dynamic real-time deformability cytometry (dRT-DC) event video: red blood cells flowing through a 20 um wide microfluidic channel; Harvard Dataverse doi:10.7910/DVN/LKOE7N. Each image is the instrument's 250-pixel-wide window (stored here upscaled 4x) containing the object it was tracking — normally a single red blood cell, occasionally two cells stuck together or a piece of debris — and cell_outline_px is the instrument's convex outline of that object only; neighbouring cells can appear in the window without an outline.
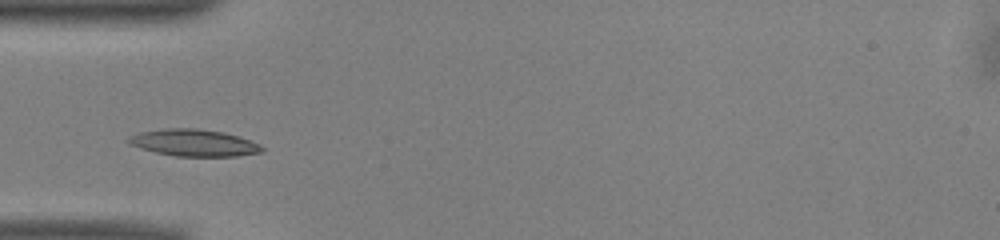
{"species": "common noctule bat (a hibernating species)", "species_latin": "Nyctalus noctula", "temperature_condition": "warm", "stored_images_in_passage": 26, "camera_frame_rate_fps": 3000, "um_per_image_px": 0.085, "animal": {"sex": "male", "body_mass_g": 13.0, "forearm_length_mm": 53.1}, "frame": {"image": 1, "passage_image": 4, "time_ms": 1.0, "image_size_px": [1000, 240], "cell_outline_px": [[248, 152], [212, 156], [204, 156], [168, 152], [168, 132], [208, 132], [228, 136], [240, 140]], "centroid_in_image_um": [17.32, 12.24], "position_along_channel_um": 67.7, "area_um2": 11.21}}
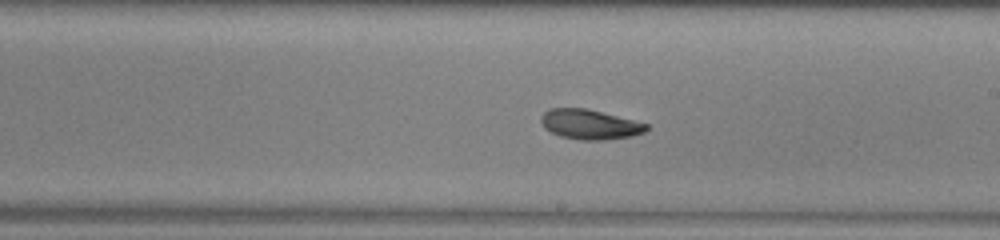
{"frame": {"image": 2, "passage_image": 17, "time_ms": 5.333, "image_size_px": [1000, 240], "cell_outline_px": [[644, 128], [636, 132], [620, 136], [572, 136], [560, 132], [552, 128], [576, 112], [592, 112], [644, 124]], "centroid_in_image_um": [50.73, 10.67], "position_along_channel_um": 238.3, "area_um2": 11.21}}
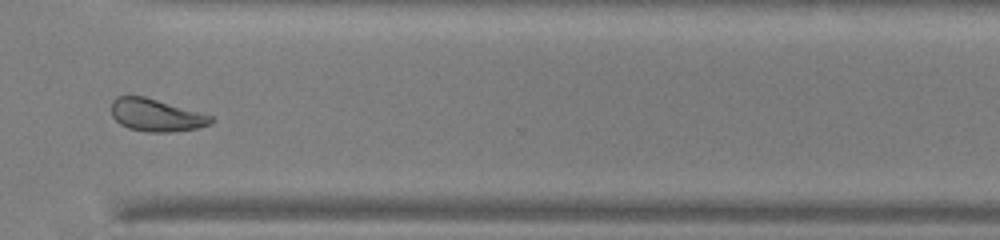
{"frame": {"image": 3, "passage_image": 26, "time_ms": 8.333, "image_size_px": [1000, 240], "cell_outline_px": [[204, 124], [188, 128], [136, 128], [124, 124], [120, 120], [140, 100], [148, 100], [160, 104]], "centroid_in_image_um": [13.31, 9.95], "position_along_channel_um": 357.3, "area_um2": 10.35}}